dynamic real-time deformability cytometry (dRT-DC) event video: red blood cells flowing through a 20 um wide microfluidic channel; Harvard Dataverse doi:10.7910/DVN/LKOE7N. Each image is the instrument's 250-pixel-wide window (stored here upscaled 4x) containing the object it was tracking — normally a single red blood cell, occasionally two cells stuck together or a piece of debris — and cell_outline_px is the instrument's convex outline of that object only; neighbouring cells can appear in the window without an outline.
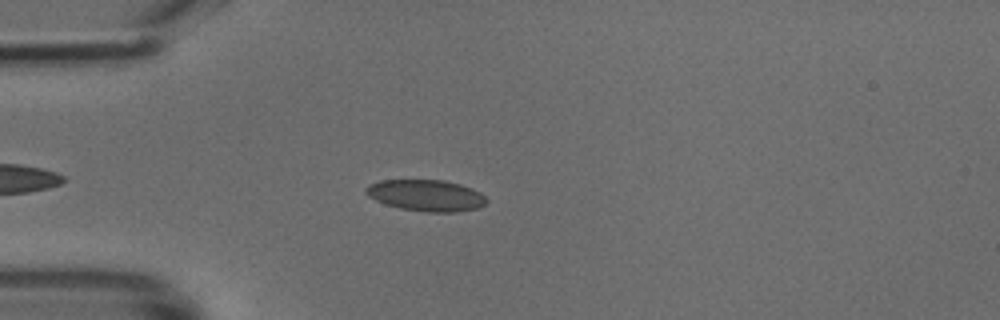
{"species": "common noctule bat (a hibernating species)", "species_latin": "Nyctalus noctula", "temperature_condition": "cold", "stored_images_in_passage": 12, "camera_frame_rate_fps": 3000, "um_per_image_px": 0.085, "animal": {"sex": "male", "body_mass_g": 18.8}, "frame": {"image": 1, "passage_image": 7, "time_ms": 2.0, "image_size_px": [1000, 320], "cell_outline_px": [[488, 200], [484, 204], [476, 208], [456, 212], [428, 212], [400, 208], [384, 204], [368, 196], [364, 192], [364, 188], [368, 184], [380, 180], [444, 180], [460, 184], [472, 188], [480, 192]], "centroid_in_image_um": [36.18, 16.6], "position_along_channel_um": 48.8, "area_um2": 22.14}}
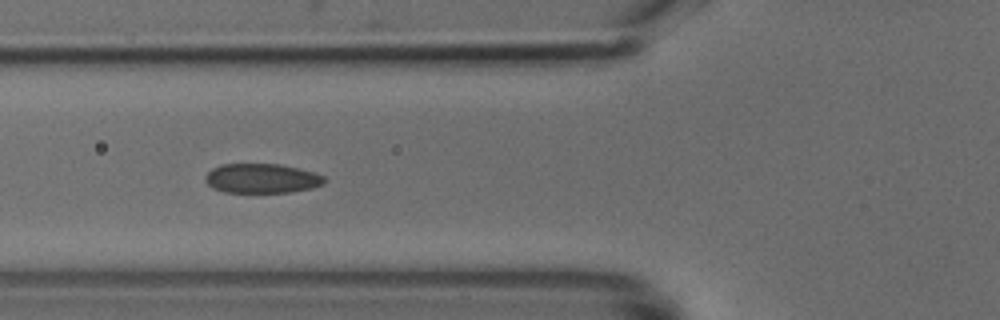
{"frame": {"image": 2, "passage_image": 12, "time_ms": 3.667, "image_size_px": [1000, 320], "cell_outline_px": [[328, 180], [324, 184], [312, 188], [292, 192], [224, 192], [212, 188], [204, 180], [204, 176], [212, 168], [220, 164], [280, 164], [300, 168], [324, 176]], "centroid_in_image_um": [22.26, 15.16], "position_along_channel_um": 103.5, "area_um2": 20.69}}